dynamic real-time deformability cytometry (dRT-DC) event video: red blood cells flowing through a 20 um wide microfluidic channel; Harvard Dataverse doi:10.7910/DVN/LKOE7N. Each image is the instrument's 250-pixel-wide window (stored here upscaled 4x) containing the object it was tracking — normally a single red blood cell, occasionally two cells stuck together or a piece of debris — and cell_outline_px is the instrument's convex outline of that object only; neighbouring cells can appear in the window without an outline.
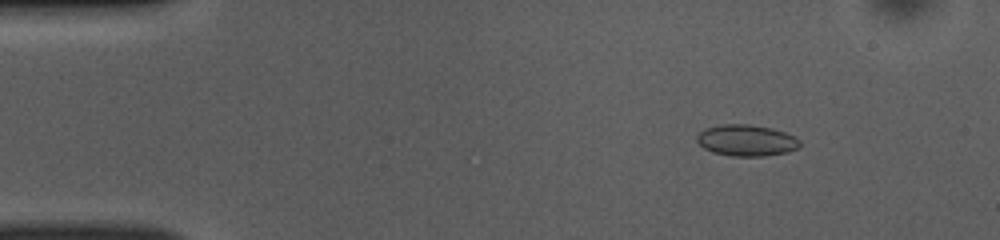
{"species": "common noctule bat (a hibernating species)", "species_latin": "Nyctalus noctula", "temperature_condition": "room temperature", "stored_images_in_passage": 51, "camera_frame_rate_fps": 3000, "um_per_image_px": 0.085, "animal": {"sex": "female", "body_mass_g": 10.0, "forearm_length_mm": 53.1}, "frame": {"image": 1, "passage_image": 7, "time_ms": 2.0, "image_size_px": [1000, 240], "cell_outline_px": [[800, 148], [788, 152], [764, 156], [732, 156], [712, 152], [704, 148], [696, 140], [696, 136], [704, 128], [720, 124], [748, 124], [772, 128], [796, 136], [800, 140]], "centroid_in_image_um": [63.46, 11.93], "position_along_channel_um": 21.5, "area_um2": 19.02}}
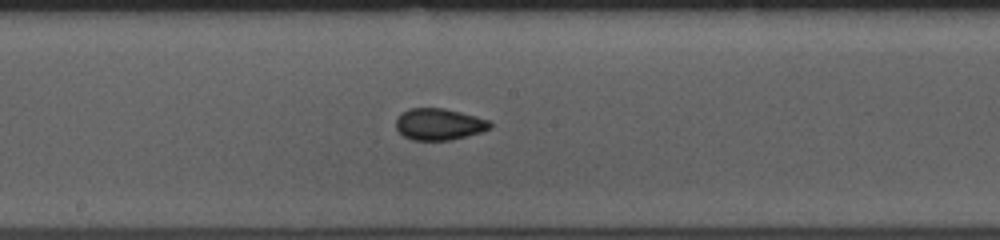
{"frame": {"image": 2, "passage_image": 27, "time_ms": 8.667, "image_size_px": [1000, 240], "cell_outline_px": [[492, 128], [480, 132], [448, 140], [412, 140], [404, 136], [396, 128], [396, 120], [400, 112], [408, 108], [444, 108], [476, 116], [488, 120], [492, 124]], "centroid_in_image_um": [37.29, 10.54], "position_along_channel_um": 210.9, "area_um2": 17.28}}
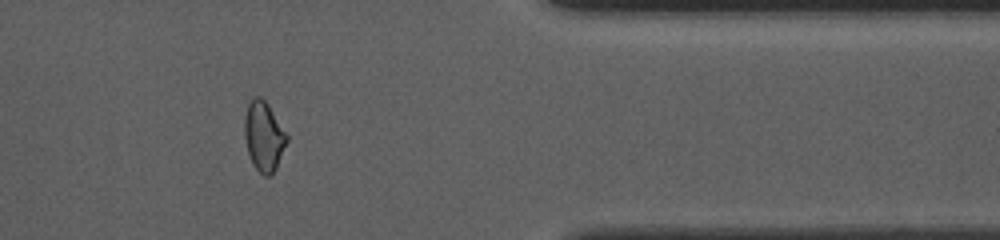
{"frame": {"image": 3, "passage_image": 42, "time_ms": 13.667, "image_size_px": [1000, 240], "cell_outline_px": [[288, 140], [276, 168], [268, 176], [264, 176], [252, 164], [248, 152], [244, 136], [244, 116], [248, 104], [256, 96], [260, 96], [268, 104], [288, 136]], "centroid_in_image_um": [22.41, 11.58], "position_along_channel_um": 389.0, "area_um2": 16.99}, "authors_computed_cell_mechanics": {"area_um2": 17.34, "velocity_mm_per_s": 3.9511, "shape_relaxation_time_tau1_ms": 6.4924, "shape_relaxation_time_tau2_ms": 1.3485, "deformation_change_tau1": 0.1007, "deformation_change_tau2": 0.0311}}